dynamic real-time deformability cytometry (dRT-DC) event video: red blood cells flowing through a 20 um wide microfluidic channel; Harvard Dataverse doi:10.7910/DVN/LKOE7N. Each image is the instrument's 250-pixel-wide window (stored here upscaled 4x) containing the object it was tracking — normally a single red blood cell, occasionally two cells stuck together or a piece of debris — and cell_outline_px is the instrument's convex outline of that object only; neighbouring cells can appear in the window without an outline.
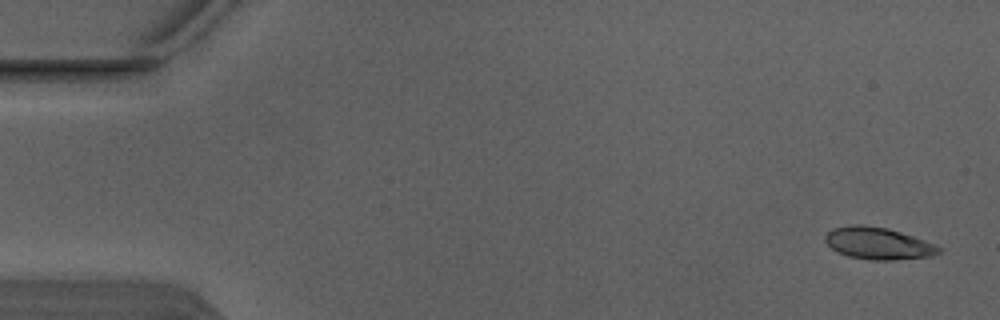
{"species": "Egyptian fruit bat (a non-hibernating species)", "species_latin": "Rousettus aegyptiacus", "temperature_condition": "warm", "stored_images_in_passage": 4, "camera_frame_rate_fps": 3000, "um_per_image_px": 0.085, "animal": {"sex": "male"}, "frame": {"image": 1, "passage_image": 1, "time_ms": 0.0, "image_size_px": [1000, 320], "cell_outline_px": [[944, 248], [940, 252], [932, 256], [892, 260], [872, 260], [848, 256], [836, 252], [824, 240], [824, 236], [832, 228], [852, 224], [860, 224], [888, 228], [924, 240]], "centroid_in_image_um": [74.63, 20.68], "position_along_channel_um": 10.4, "area_um2": 21.27}}
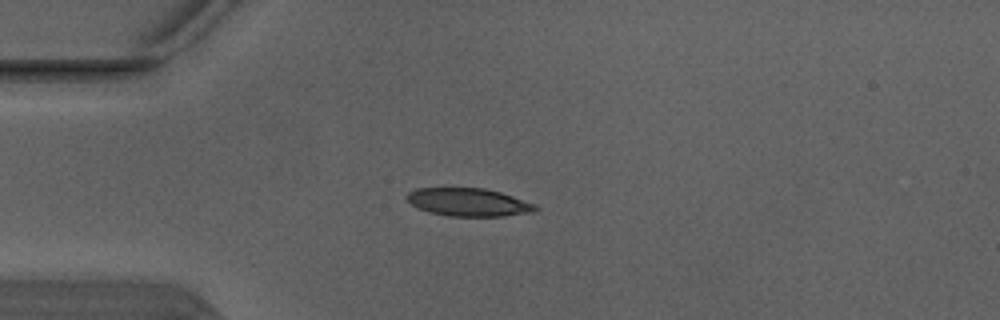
{"frame": {"image": 2, "passage_image": 4, "time_ms": 1.0, "image_size_px": [1000, 320], "cell_outline_px": [[540, 208], [536, 212], [504, 216], [448, 216], [428, 212], [412, 204], [404, 196], [408, 192], [416, 188], [484, 188], [500, 192], [536, 204]], "centroid_in_image_um": [39.85, 17.19], "position_along_channel_um": 45.1, "area_um2": 21.1}}